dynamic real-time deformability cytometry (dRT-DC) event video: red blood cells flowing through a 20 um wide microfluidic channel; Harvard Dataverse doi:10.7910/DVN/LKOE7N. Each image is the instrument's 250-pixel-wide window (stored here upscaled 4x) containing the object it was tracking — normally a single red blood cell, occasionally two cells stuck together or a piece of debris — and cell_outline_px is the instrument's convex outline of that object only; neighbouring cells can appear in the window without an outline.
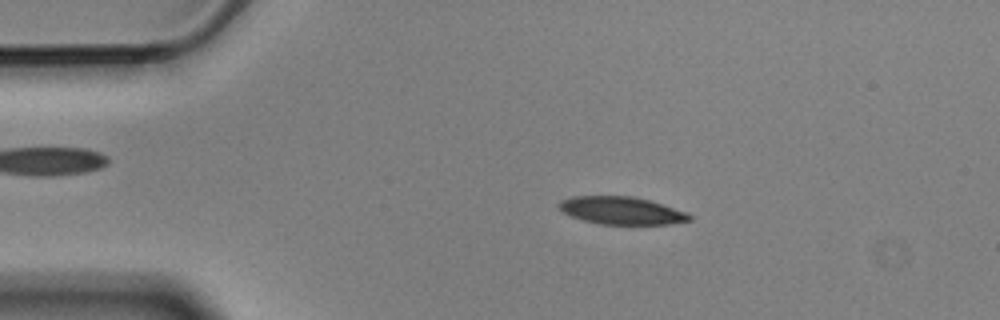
{"species": "Egyptian fruit bat (a non-hibernating species)", "species_latin": "Rousettus aegyptiacus", "temperature_condition": "cold", "stored_images_in_passage": 8, "camera_frame_rate_fps": 3000, "um_per_image_px": 0.085, "animal": {"sex": "male"}, "frame": {"image": 1, "passage_image": 2, "time_ms": 0.333, "image_size_px": [1000, 320], "cell_outline_px": [[692, 220], [672, 224], [600, 224], [584, 220], [572, 216], [564, 212], [556, 204], [560, 200], [572, 196], [632, 196], [648, 200], [688, 212], [692, 216]], "centroid_in_image_um": [52.84, 17.89], "position_along_channel_um": 32.2, "area_um2": 20.98}}
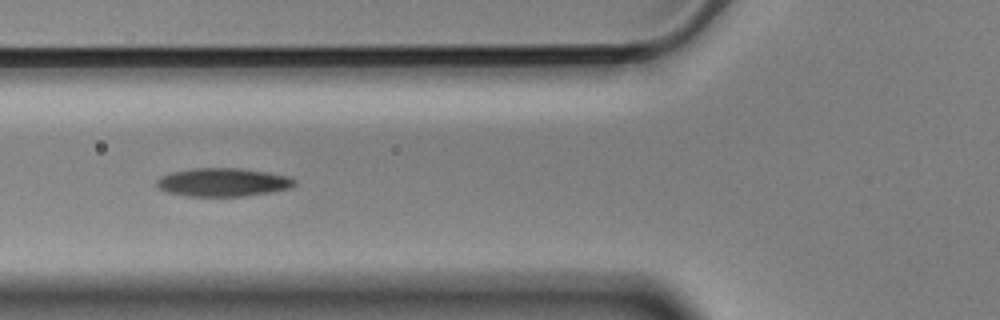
{"frame": {"image": 2, "passage_image": 5, "time_ms": 1.333, "image_size_px": [1000, 320], "cell_outline_px": [[296, 184], [288, 188], [268, 192], [244, 196], [184, 196], [164, 192], [156, 188], [156, 180], [160, 176], [172, 172], [192, 168], [240, 168], [268, 172], [284, 176], [296, 180]], "centroid_in_image_um": [18.85, 15.49], "position_along_channel_um": 106.9, "area_um2": 22.83}}
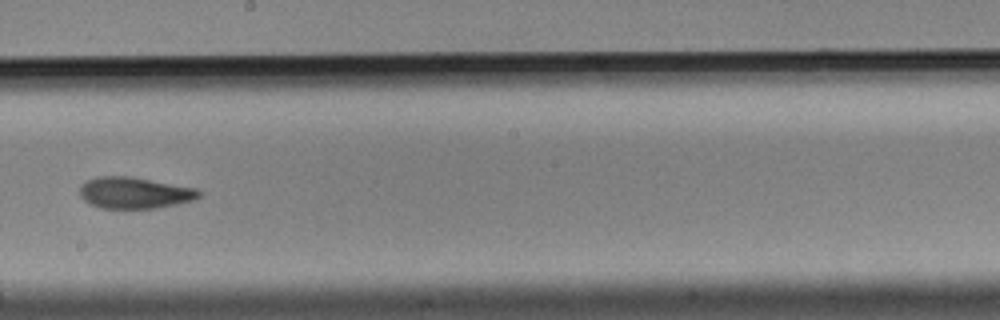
{"frame": {"image": 3, "passage_image": 8, "time_ms": 2.333, "image_size_px": [1000, 320], "cell_outline_px": [[200, 196], [196, 200], [156, 208], [100, 208], [88, 204], [80, 196], [80, 184], [96, 176], [132, 176], [196, 188], [200, 192]], "centroid_in_image_um": [11.41, 16.38], "position_along_channel_um": 236.8, "area_um2": 22.02}}